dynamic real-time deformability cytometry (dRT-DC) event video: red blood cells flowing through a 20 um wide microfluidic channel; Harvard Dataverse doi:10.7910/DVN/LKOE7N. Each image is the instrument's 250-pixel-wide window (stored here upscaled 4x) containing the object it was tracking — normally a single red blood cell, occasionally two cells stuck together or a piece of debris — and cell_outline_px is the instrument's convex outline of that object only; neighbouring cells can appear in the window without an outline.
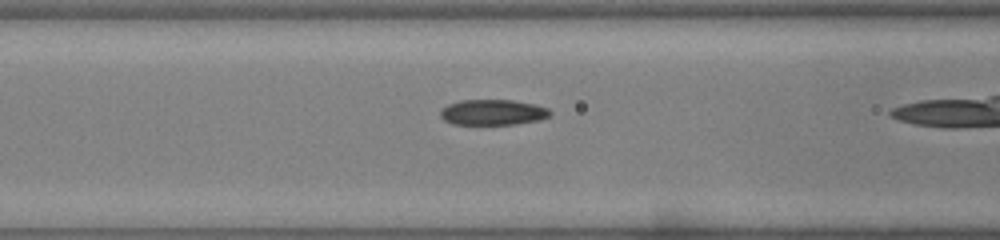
{"species": "common noctule bat (a hibernating species)", "species_latin": "Nyctalus noctula", "temperature_condition": "warm", "stored_images_in_passage": 22, "camera_frame_rate_fps": 3000, "um_per_image_px": 0.085, "animal": {"sex": "male", "body_mass_g": 19.0, "forearm_length_mm": 50.8}, "frame": {"image": 1, "passage_image": 15, "time_ms": 4.667, "image_size_px": [1000, 240], "cell_outline_px": [[552, 116], [540, 120], [516, 124], [452, 124], [444, 120], [440, 116], [440, 112], [448, 104], [460, 100], [512, 100], [536, 104], [548, 108], [552, 112]], "centroid_in_image_um": [41.94, 9.54], "position_along_channel_um": 124.7, "area_um2": 16.47}}
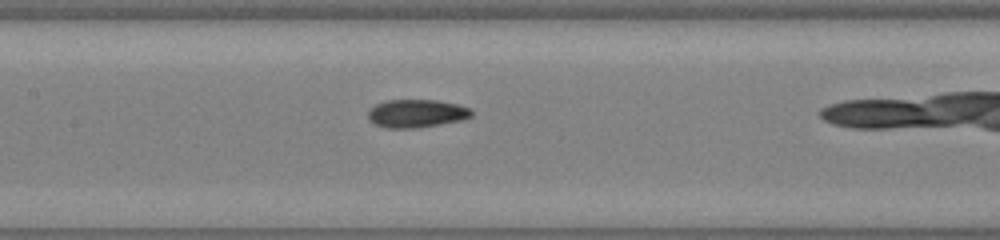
{"frame": {"image": 2, "passage_image": 18, "time_ms": 5.667, "image_size_px": [1000, 240], "cell_outline_px": [[472, 116], [464, 120], [416, 128], [388, 128], [376, 124], [368, 120], [368, 112], [376, 104], [384, 100], [436, 100], [456, 104], [472, 108]], "centroid_in_image_um": [35.42, 9.64], "position_along_channel_um": 172.0, "area_um2": 16.99}}
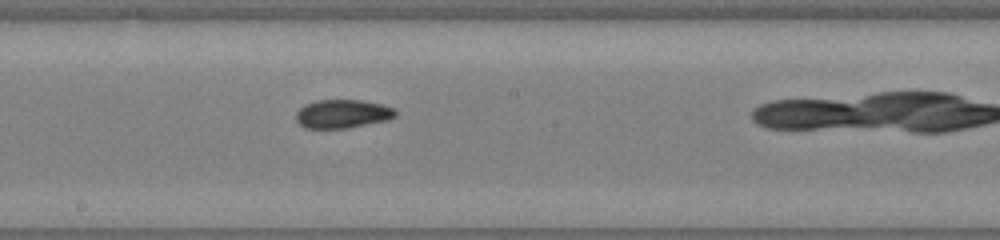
{"frame": {"image": 3, "passage_image": 21, "time_ms": 6.667, "image_size_px": [1000, 240], "cell_outline_px": [[396, 116], [388, 120], [348, 128], [304, 128], [296, 120], [296, 112], [304, 104], [316, 100], [360, 100], [380, 104], [396, 108]], "centroid_in_image_um": [29.11, 9.67], "position_along_channel_um": 219.1, "area_um2": 16.65}}